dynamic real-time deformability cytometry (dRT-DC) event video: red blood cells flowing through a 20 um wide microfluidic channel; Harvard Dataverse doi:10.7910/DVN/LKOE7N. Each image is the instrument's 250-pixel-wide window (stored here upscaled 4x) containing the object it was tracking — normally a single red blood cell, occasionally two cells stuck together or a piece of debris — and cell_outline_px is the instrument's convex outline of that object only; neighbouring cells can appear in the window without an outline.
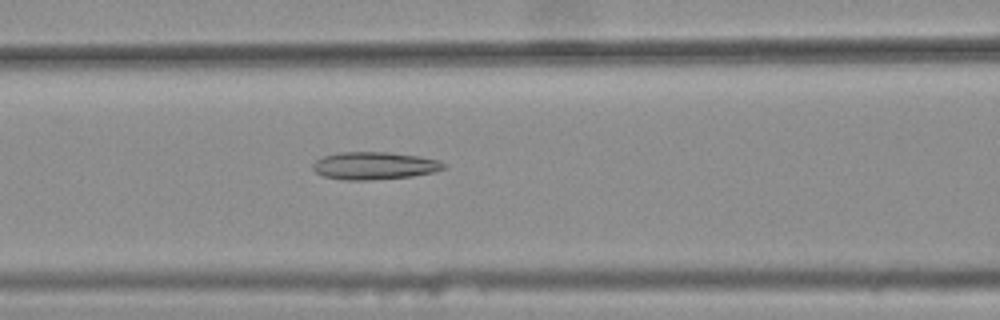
{"species": "common noctule bat (a hibernating species)", "species_latin": "Nyctalus noctula", "temperature_condition": "warm", "stored_images_in_passage": 36, "camera_frame_rate_fps": 3000, "um_per_image_px": 0.085, "animal": {"sex": "female", "body_mass_g": 25.1}, "frame": {"image": 1, "passage_image": 11, "time_ms": 3.333, "image_size_px": [1000, 320], "cell_outline_px": [[444, 168], [432, 172], [412, 176], [368, 180], [344, 180], [324, 176], [316, 172], [312, 168], [312, 164], [316, 160], [324, 156], [336, 152], [388, 152], [416, 156], [440, 160], [444, 164]], "centroid_in_image_um": [31.77, 14.08], "position_along_channel_um": 134.8, "area_um2": 20.87}}
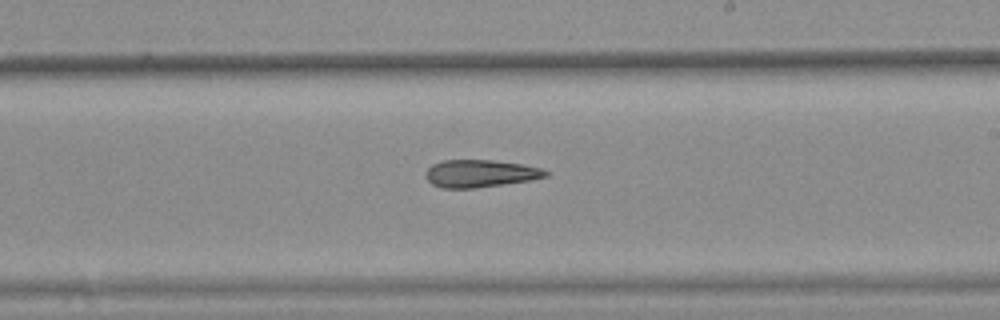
{"frame": {"image": 2, "passage_image": 20, "time_ms": 6.333, "image_size_px": [1000, 320], "cell_outline_px": [[552, 172], [548, 176], [532, 180], [476, 188], [444, 188], [432, 184], [428, 180], [424, 172], [432, 164], [444, 160], [492, 160], [524, 164], [540, 168]], "centroid_in_image_um": [40.85, 14.74], "position_along_channel_um": 248.1, "area_um2": 19.36}}
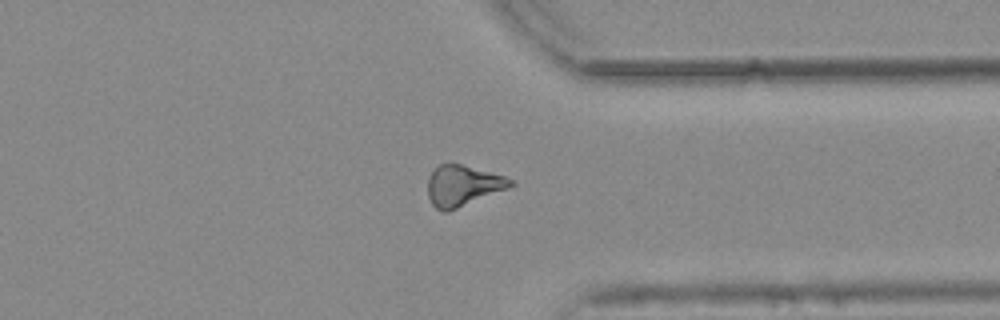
{"frame": {"image": 3, "passage_image": 30, "time_ms": 9.667, "image_size_px": [1000, 320], "cell_outline_px": [[516, 184], [508, 188], [448, 212], [444, 212], [436, 208], [432, 204], [428, 196], [428, 180], [432, 172], [440, 164], [452, 160], [504, 176], [512, 180]], "centroid_in_image_um": [39.33, 15.75], "position_along_channel_um": 372.1, "area_um2": 19.94}}